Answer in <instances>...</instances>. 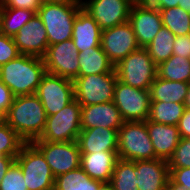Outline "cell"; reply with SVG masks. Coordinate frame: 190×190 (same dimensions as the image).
I'll return each mask as SVG.
<instances>
[{
	"label": "cell",
	"mask_w": 190,
	"mask_h": 190,
	"mask_svg": "<svg viewBox=\"0 0 190 190\" xmlns=\"http://www.w3.org/2000/svg\"><path fill=\"white\" fill-rule=\"evenodd\" d=\"M47 116L60 112L75 99L74 82L70 79L45 73L35 92Z\"/></svg>",
	"instance_id": "cell-10"
},
{
	"label": "cell",
	"mask_w": 190,
	"mask_h": 190,
	"mask_svg": "<svg viewBox=\"0 0 190 190\" xmlns=\"http://www.w3.org/2000/svg\"><path fill=\"white\" fill-rule=\"evenodd\" d=\"M24 143L7 123L0 125V156H17Z\"/></svg>",
	"instance_id": "cell-32"
},
{
	"label": "cell",
	"mask_w": 190,
	"mask_h": 190,
	"mask_svg": "<svg viewBox=\"0 0 190 190\" xmlns=\"http://www.w3.org/2000/svg\"><path fill=\"white\" fill-rule=\"evenodd\" d=\"M149 137L155 150V159L168 161L180 141L177 126L146 120Z\"/></svg>",
	"instance_id": "cell-19"
},
{
	"label": "cell",
	"mask_w": 190,
	"mask_h": 190,
	"mask_svg": "<svg viewBox=\"0 0 190 190\" xmlns=\"http://www.w3.org/2000/svg\"><path fill=\"white\" fill-rule=\"evenodd\" d=\"M82 106L74 99L60 112L47 116L43 133L33 141L70 142L81 132Z\"/></svg>",
	"instance_id": "cell-7"
},
{
	"label": "cell",
	"mask_w": 190,
	"mask_h": 190,
	"mask_svg": "<svg viewBox=\"0 0 190 190\" xmlns=\"http://www.w3.org/2000/svg\"><path fill=\"white\" fill-rule=\"evenodd\" d=\"M166 190H190L186 189L184 186L174 183L170 178L168 180Z\"/></svg>",
	"instance_id": "cell-44"
},
{
	"label": "cell",
	"mask_w": 190,
	"mask_h": 190,
	"mask_svg": "<svg viewBox=\"0 0 190 190\" xmlns=\"http://www.w3.org/2000/svg\"><path fill=\"white\" fill-rule=\"evenodd\" d=\"M35 14L28 9L0 7V32L14 37Z\"/></svg>",
	"instance_id": "cell-25"
},
{
	"label": "cell",
	"mask_w": 190,
	"mask_h": 190,
	"mask_svg": "<svg viewBox=\"0 0 190 190\" xmlns=\"http://www.w3.org/2000/svg\"><path fill=\"white\" fill-rule=\"evenodd\" d=\"M45 73L41 57L21 54L0 66V81L11 90L14 97L32 95Z\"/></svg>",
	"instance_id": "cell-2"
},
{
	"label": "cell",
	"mask_w": 190,
	"mask_h": 190,
	"mask_svg": "<svg viewBox=\"0 0 190 190\" xmlns=\"http://www.w3.org/2000/svg\"><path fill=\"white\" fill-rule=\"evenodd\" d=\"M117 79L116 70L110 73L78 76L73 81L75 100L81 106L113 101Z\"/></svg>",
	"instance_id": "cell-8"
},
{
	"label": "cell",
	"mask_w": 190,
	"mask_h": 190,
	"mask_svg": "<svg viewBox=\"0 0 190 190\" xmlns=\"http://www.w3.org/2000/svg\"><path fill=\"white\" fill-rule=\"evenodd\" d=\"M178 6L190 13V0H180Z\"/></svg>",
	"instance_id": "cell-45"
},
{
	"label": "cell",
	"mask_w": 190,
	"mask_h": 190,
	"mask_svg": "<svg viewBox=\"0 0 190 190\" xmlns=\"http://www.w3.org/2000/svg\"><path fill=\"white\" fill-rule=\"evenodd\" d=\"M100 45L114 66L139 48L129 22L102 30Z\"/></svg>",
	"instance_id": "cell-14"
},
{
	"label": "cell",
	"mask_w": 190,
	"mask_h": 190,
	"mask_svg": "<svg viewBox=\"0 0 190 190\" xmlns=\"http://www.w3.org/2000/svg\"><path fill=\"white\" fill-rule=\"evenodd\" d=\"M79 76L110 73L115 66L109 60L101 45L79 52Z\"/></svg>",
	"instance_id": "cell-23"
},
{
	"label": "cell",
	"mask_w": 190,
	"mask_h": 190,
	"mask_svg": "<svg viewBox=\"0 0 190 190\" xmlns=\"http://www.w3.org/2000/svg\"><path fill=\"white\" fill-rule=\"evenodd\" d=\"M175 38L176 36L169 29L162 26L153 41L145 47L157 66L173 55Z\"/></svg>",
	"instance_id": "cell-27"
},
{
	"label": "cell",
	"mask_w": 190,
	"mask_h": 190,
	"mask_svg": "<svg viewBox=\"0 0 190 190\" xmlns=\"http://www.w3.org/2000/svg\"><path fill=\"white\" fill-rule=\"evenodd\" d=\"M180 138H190V110L185 109L180 121L177 124Z\"/></svg>",
	"instance_id": "cell-40"
},
{
	"label": "cell",
	"mask_w": 190,
	"mask_h": 190,
	"mask_svg": "<svg viewBox=\"0 0 190 190\" xmlns=\"http://www.w3.org/2000/svg\"><path fill=\"white\" fill-rule=\"evenodd\" d=\"M168 167H190V138H180L172 157L168 160Z\"/></svg>",
	"instance_id": "cell-34"
},
{
	"label": "cell",
	"mask_w": 190,
	"mask_h": 190,
	"mask_svg": "<svg viewBox=\"0 0 190 190\" xmlns=\"http://www.w3.org/2000/svg\"><path fill=\"white\" fill-rule=\"evenodd\" d=\"M102 29L93 17L81 8L74 20L72 41L79 52L99 47Z\"/></svg>",
	"instance_id": "cell-20"
},
{
	"label": "cell",
	"mask_w": 190,
	"mask_h": 190,
	"mask_svg": "<svg viewBox=\"0 0 190 190\" xmlns=\"http://www.w3.org/2000/svg\"><path fill=\"white\" fill-rule=\"evenodd\" d=\"M99 27L104 30L128 22L135 0H81Z\"/></svg>",
	"instance_id": "cell-15"
},
{
	"label": "cell",
	"mask_w": 190,
	"mask_h": 190,
	"mask_svg": "<svg viewBox=\"0 0 190 190\" xmlns=\"http://www.w3.org/2000/svg\"><path fill=\"white\" fill-rule=\"evenodd\" d=\"M0 190H28L20 165L14 161L0 182Z\"/></svg>",
	"instance_id": "cell-33"
},
{
	"label": "cell",
	"mask_w": 190,
	"mask_h": 190,
	"mask_svg": "<svg viewBox=\"0 0 190 190\" xmlns=\"http://www.w3.org/2000/svg\"><path fill=\"white\" fill-rule=\"evenodd\" d=\"M93 190H114L110 182L93 180Z\"/></svg>",
	"instance_id": "cell-43"
},
{
	"label": "cell",
	"mask_w": 190,
	"mask_h": 190,
	"mask_svg": "<svg viewBox=\"0 0 190 190\" xmlns=\"http://www.w3.org/2000/svg\"><path fill=\"white\" fill-rule=\"evenodd\" d=\"M113 102L124 122L146 121L149 118L151 107L149 89L134 88L117 79Z\"/></svg>",
	"instance_id": "cell-9"
},
{
	"label": "cell",
	"mask_w": 190,
	"mask_h": 190,
	"mask_svg": "<svg viewBox=\"0 0 190 190\" xmlns=\"http://www.w3.org/2000/svg\"><path fill=\"white\" fill-rule=\"evenodd\" d=\"M128 22L134 30L139 47L145 48L163 26L160 11L145 0L135 1Z\"/></svg>",
	"instance_id": "cell-13"
},
{
	"label": "cell",
	"mask_w": 190,
	"mask_h": 190,
	"mask_svg": "<svg viewBox=\"0 0 190 190\" xmlns=\"http://www.w3.org/2000/svg\"><path fill=\"white\" fill-rule=\"evenodd\" d=\"M42 1H61V0H42Z\"/></svg>",
	"instance_id": "cell-48"
},
{
	"label": "cell",
	"mask_w": 190,
	"mask_h": 190,
	"mask_svg": "<svg viewBox=\"0 0 190 190\" xmlns=\"http://www.w3.org/2000/svg\"><path fill=\"white\" fill-rule=\"evenodd\" d=\"M42 152L55 177L80 167L81 151L76 141H32Z\"/></svg>",
	"instance_id": "cell-11"
},
{
	"label": "cell",
	"mask_w": 190,
	"mask_h": 190,
	"mask_svg": "<svg viewBox=\"0 0 190 190\" xmlns=\"http://www.w3.org/2000/svg\"><path fill=\"white\" fill-rule=\"evenodd\" d=\"M110 183L114 190H138L134 174V161L118 159Z\"/></svg>",
	"instance_id": "cell-31"
},
{
	"label": "cell",
	"mask_w": 190,
	"mask_h": 190,
	"mask_svg": "<svg viewBox=\"0 0 190 190\" xmlns=\"http://www.w3.org/2000/svg\"><path fill=\"white\" fill-rule=\"evenodd\" d=\"M20 54L43 57L47 50L48 38L45 26L35 14L13 37Z\"/></svg>",
	"instance_id": "cell-16"
},
{
	"label": "cell",
	"mask_w": 190,
	"mask_h": 190,
	"mask_svg": "<svg viewBox=\"0 0 190 190\" xmlns=\"http://www.w3.org/2000/svg\"><path fill=\"white\" fill-rule=\"evenodd\" d=\"M42 2V0H0V7L23 8L32 10L37 14Z\"/></svg>",
	"instance_id": "cell-36"
},
{
	"label": "cell",
	"mask_w": 190,
	"mask_h": 190,
	"mask_svg": "<svg viewBox=\"0 0 190 190\" xmlns=\"http://www.w3.org/2000/svg\"><path fill=\"white\" fill-rule=\"evenodd\" d=\"M173 55L190 59V33L176 36L173 45Z\"/></svg>",
	"instance_id": "cell-38"
},
{
	"label": "cell",
	"mask_w": 190,
	"mask_h": 190,
	"mask_svg": "<svg viewBox=\"0 0 190 190\" xmlns=\"http://www.w3.org/2000/svg\"><path fill=\"white\" fill-rule=\"evenodd\" d=\"M138 190H166L169 180L168 161L163 159L134 161Z\"/></svg>",
	"instance_id": "cell-17"
},
{
	"label": "cell",
	"mask_w": 190,
	"mask_h": 190,
	"mask_svg": "<svg viewBox=\"0 0 190 190\" xmlns=\"http://www.w3.org/2000/svg\"><path fill=\"white\" fill-rule=\"evenodd\" d=\"M14 96L11 90L0 81V109L7 113L12 105Z\"/></svg>",
	"instance_id": "cell-39"
},
{
	"label": "cell",
	"mask_w": 190,
	"mask_h": 190,
	"mask_svg": "<svg viewBox=\"0 0 190 190\" xmlns=\"http://www.w3.org/2000/svg\"><path fill=\"white\" fill-rule=\"evenodd\" d=\"M78 55L72 39L49 45L42 57L46 72L74 81L79 76Z\"/></svg>",
	"instance_id": "cell-12"
},
{
	"label": "cell",
	"mask_w": 190,
	"mask_h": 190,
	"mask_svg": "<svg viewBox=\"0 0 190 190\" xmlns=\"http://www.w3.org/2000/svg\"><path fill=\"white\" fill-rule=\"evenodd\" d=\"M185 109L183 103L151 101L148 119L156 123L177 126Z\"/></svg>",
	"instance_id": "cell-28"
},
{
	"label": "cell",
	"mask_w": 190,
	"mask_h": 190,
	"mask_svg": "<svg viewBox=\"0 0 190 190\" xmlns=\"http://www.w3.org/2000/svg\"><path fill=\"white\" fill-rule=\"evenodd\" d=\"M81 8V0L42 2L37 14L45 26L48 45L72 39L74 20Z\"/></svg>",
	"instance_id": "cell-3"
},
{
	"label": "cell",
	"mask_w": 190,
	"mask_h": 190,
	"mask_svg": "<svg viewBox=\"0 0 190 190\" xmlns=\"http://www.w3.org/2000/svg\"><path fill=\"white\" fill-rule=\"evenodd\" d=\"M118 159L117 151L81 153L80 167L93 180L110 182L113 169Z\"/></svg>",
	"instance_id": "cell-22"
},
{
	"label": "cell",
	"mask_w": 190,
	"mask_h": 190,
	"mask_svg": "<svg viewBox=\"0 0 190 190\" xmlns=\"http://www.w3.org/2000/svg\"><path fill=\"white\" fill-rule=\"evenodd\" d=\"M169 178L174 183L190 189V167L169 168Z\"/></svg>",
	"instance_id": "cell-37"
},
{
	"label": "cell",
	"mask_w": 190,
	"mask_h": 190,
	"mask_svg": "<svg viewBox=\"0 0 190 190\" xmlns=\"http://www.w3.org/2000/svg\"><path fill=\"white\" fill-rule=\"evenodd\" d=\"M77 142L81 153L117 151L118 130L94 127L81 130Z\"/></svg>",
	"instance_id": "cell-21"
},
{
	"label": "cell",
	"mask_w": 190,
	"mask_h": 190,
	"mask_svg": "<svg viewBox=\"0 0 190 190\" xmlns=\"http://www.w3.org/2000/svg\"><path fill=\"white\" fill-rule=\"evenodd\" d=\"M158 10L177 7L180 0H145Z\"/></svg>",
	"instance_id": "cell-41"
},
{
	"label": "cell",
	"mask_w": 190,
	"mask_h": 190,
	"mask_svg": "<svg viewBox=\"0 0 190 190\" xmlns=\"http://www.w3.org/2000/svg\"><path fill=\"white\" fill-rule=\"evenodd\" d=\"M157 76L162 79L190 82V59L172 55L157 66Z\"/></svg>",
	"instance_id": "cell-26"
},
{
	"label": "cell",
	"mask_w": 190,
	"mask_h": 190,
	"mask_svg": "<svg viewBox=\"0 0 190 190\" xmlns=\"http://www.w3.org/2000/svg\"><path fill=\"white\" fill-rule=\"evenodd\" d=\"M6 123V113L0 109V125Z\"/></svg>",
	"instance_id": "cell-47"
},
{
	"label": "cell",
	"mask_w": 190,
	"mask_h": 190,
	"mask_svg": "<svg viewBox=\"0 0 190 190\" xmlns=\"http://www.w3.org/2000/svg\"><path fill=\"white\" fill-rule=\"evenodd\" d=\"M123 122L119 109L113 101L82 106L81 130L94 127L119 130L122 127Z\"/></svg>",
	"instance_id": "cell-18"
},
{
	"label": "cell",
	"mask_w": 190,
	"mask_h": 190,
	"mask_svg": "<svg viewBox=\"0 0 190 190\" xmlns=\"http://www.w3.org/2000/svg\"><path fill=\"white\" fill-rule=\"evenodd\" d=\"M115 70L118 80L138 89H150L157 76V65L142 47L122 59Z\"/></svg>",
	"instance_id": "cell-6"
},
{
	"label": "cell",
	"mask_w": 190,
	"mask_h": 190,
	"mask_svg": "<svg viewBox=\"0 0 190 190\" xmlns=\"http://www.w3.org/2000/svg\"><path fill=\"white\" fill-rule=\"evenodd\" d=\"M28 190H54V180L51 168L42 152L32 143L25 142L16 156Z\"/></svg>",
	"instance_id": "cell-5"
},
{
	"label": "cell",
	"mask_w": 190,
	"mask_h": 190,
	"mask_svg": "<svg viewBox=\"0 0 190 190\" xmlns=\"http://www.w3.org/2000/svg\"><path fill=\"white\" fill-rule=\"evenodd\" d=\"M20 54L13 37L0 32V66L17 58Z\"/></svg>",
	"instance_id": "cell-35"
},
{
	"label": "cell",
	"mask_w": 190,
	"mask_h": 190,
	"mask_svg": "<svg viewBox=\"0 0 190 190\" xmlns=\"http://www.w3.org/2000/svg\"><path fill=\"white\" fill-rule=\"evenodd\" d=\"M15 159L16 156H0V182Z\"/></svg>",
	"instance_id": "cell-42"
},
{
	"label": "cell",
	"mask_w": 190,
	"mask_h": 190,
	"mask_svg": "<svg viewBox=\"0 0 190 190\" xmlns=\"http://www.w3.org/2000/svg\"><path fill=\"white\" fill-rule=\"evenodd\" d=\"M159 11L163 26L169 29L175 36L190 33V13L182 7L177 6Z\"/></svg>",
	"instance_id": "cell-29"
},
{
	"label": "cell",
	"mask_w": 190,
	"mask_h": 190,
	"mask_svg": "<svg viewBox=\"0 0 190 190\" xmlns=\"http://www.w3.org/2000/svg\"><path fill=\"white\" fill-rule=\"evenodd\" d=\"M184 105H185L186 109L190 110V82H189V85H188V92H187V95H186Z\"/></svg>",
	"instance_id": "cell-46"
},
{
	"label": "cell",
	"mask_w": 190,
	"mask_h": 190,
	"mask_svg": "<svg viewBox=\"0 0 190 190\" xmlns=\"http://www.w3.org/2000/svg\"><path fill=\"white\" fill-rule=\"evenodd\" d=\"M118 158L128 161L155 159L146 121H126L118 130Z\"/></svg>",
	"instance_id": "cell-4"
},
{
	"label": "cell",
	"mask_w": 190,
	"mask_h": 190,
	"mask_svg": "<svg viewBox=\"0 0 190 190\" xmlns=\"http://www.w3.org/2000/svg\"><path fill=\"white\" fill-rule=\"evenodd\" d=\"M47 114L35 95L14 97L6 113V123L24 140L32 142L44 131Z\"/></svg>",
	"instance_id": "cell-1"
},
{
	"label": "cell",
	"mask_w": 190,
	"mask_h": 190,
	"mask_svg": "<svg viewBox=\"0 0 190 190\" xmlns=\"http://www.w3.org/2000/svg\"><path fill=\"white\" fill-rule=\"evenodd\" d=\"M188 85L189 83L187 82L170 81L156 76L149 89L151 101L184 104Z\"/></svg>",
	"instance_id": "cell-24"
},
{
	"label": "cell",
	"mask_w": 190,
	"mask_h": 190,
	"mask_svg": "<svg viewBox=\"0 0 190 190\" xmlns=\"http://www.w3.org/2000/svg\"><path fill=\"white\" fill-rule=\"evenodd\" d=\"M54 190H93V179L78 167L55 177Z\"/></svg>",
	"instance_id": "cell-30"
}]
</instances>
